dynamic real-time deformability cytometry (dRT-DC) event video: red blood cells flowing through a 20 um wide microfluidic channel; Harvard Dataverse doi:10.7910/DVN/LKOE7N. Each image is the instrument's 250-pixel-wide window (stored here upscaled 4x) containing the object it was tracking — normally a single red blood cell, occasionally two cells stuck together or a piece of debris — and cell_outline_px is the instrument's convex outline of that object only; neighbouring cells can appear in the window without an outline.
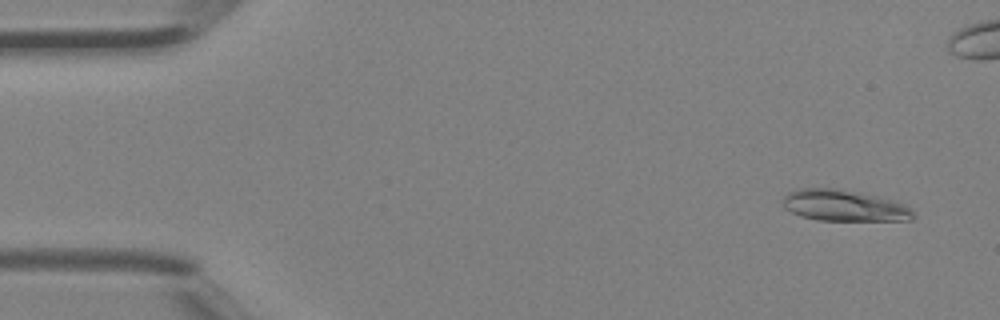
{"species": "Egyptian fruit bat (a non-hibernating species)", "species_latin": "Rousettus aegyptiacus", "temperature_condition": "room temperature", "stored_images_in_passage": 46, "camera_frame_rate_fps": 3000, "um_per_image_px": 0.085, "animal": {"sex": "female"}, "frame": {"image": 1, "passage_image": 3, "time_ms": 0.667, "image_size_px": [1000, 320], "cell_outline_px": [[916, 216], [912, 220], [816, 220], [800, 216], [784, 208], [784, 196], [788, 192], [800, 188], [832, 188], [860, 192], [896, 200], [908, 208]], "centroid_in_image_um": [71.74, 17.47], "position_along_channel_um": 13.3, "area_um2": 23.7}}
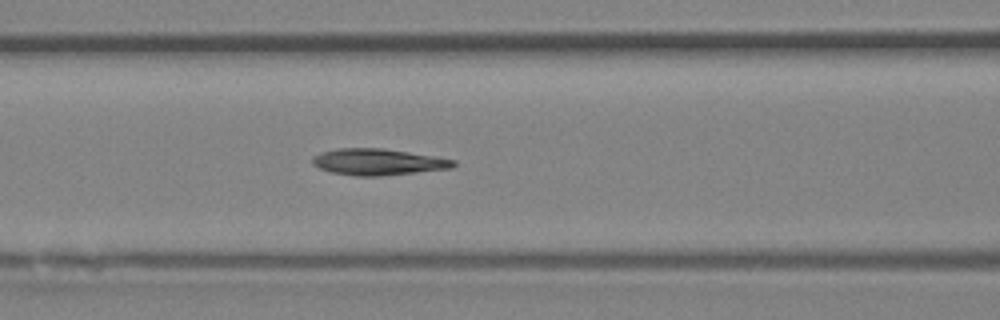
{"frame": {"image": 2, "passage_image": 19, "time_ms": 6.0, "image_size_px": [1000, 320], "cell_outline_px": [[456, 164], [452, 168], [380, 176], [356, 176], [332, 172], [320, 168], [312, 164], [312, 156], [320, 152], [336, 148], [384, 148], [436, 156], [456, 160]], "centroid_in_image_um": [32.13, 13.75], "position_along_channel_um": 134.5, "area_um2": 21.79}}
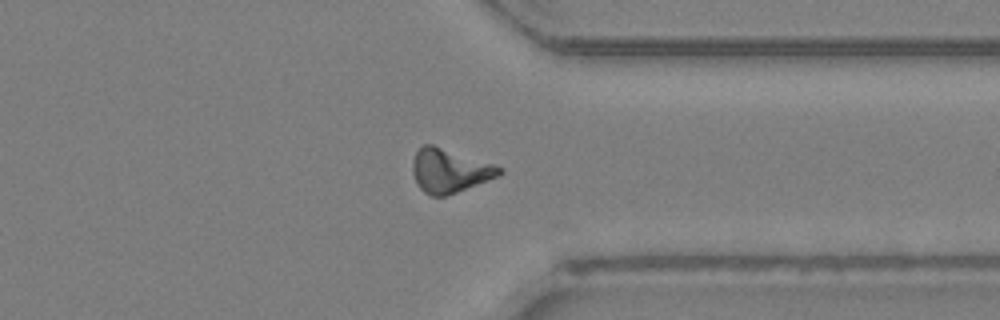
{"frame": {"image": 3, "passage_image": 35, "time_ms": 11.333, "image_size_px": [1000, 320], "cell_outline_px": [[504, 172], [500, 176], [456, 192], [444, 196], [432, 196], [424, 192], [416, 184], [412, 172], [412, 160], [416, 152], [424, 144], [432, 144], [496, 164], [504, 168]], "centroid_in_image_um": [38.23, 14.5], "position_along_channel_um": 373.2, "area_um2": 22.37}, "authors_computed_cell_mechanics": {"area_um2": 21.3571, "velocity_mm_per_s": 4.5192, "shape_relaxation_time_tau1_ms": 6.1489, "shape_relaxation_time_tau2_ms": 4.9018, "deformation_change_tau1": 0.2079, "deformation_change_tau2": 0.1225}}